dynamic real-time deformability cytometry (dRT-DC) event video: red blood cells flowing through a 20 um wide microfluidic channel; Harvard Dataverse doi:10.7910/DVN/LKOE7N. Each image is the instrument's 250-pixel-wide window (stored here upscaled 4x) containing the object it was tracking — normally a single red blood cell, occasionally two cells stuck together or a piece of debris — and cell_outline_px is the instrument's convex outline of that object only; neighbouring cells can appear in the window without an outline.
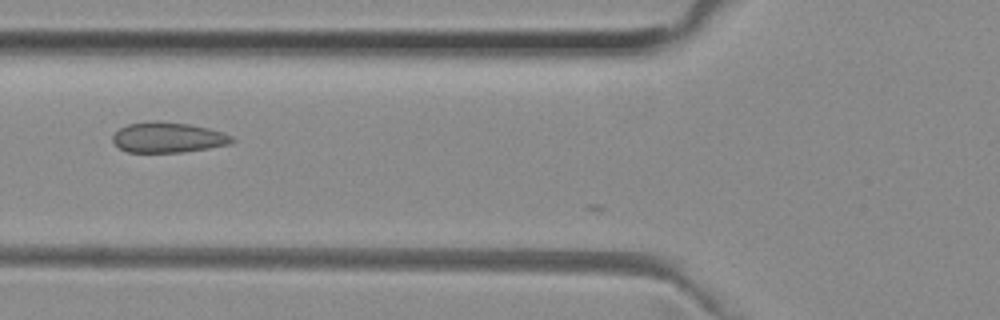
{"species": "common noctule bat (a hibernating species)", "species_latin": "Nyctalus noctula", "temperature_condition": "room temperature", "stored_images_in_passage": 5, "camera_frame_rate_fps": 3000, "um_per_image_px": 0.085, "animal": {"sex": "female", "body_mass_g": 29.2, "forearm_length_mm": 56.3}, "frame": {"image": 1, "passage_image": 3, "time_ms": 0.667, "image_size_px": [1000, 320], "cell_outline_px": [[236, 140], [228, 144], [208, 148], [184, 152], [128, 152], [120, 148], [112, 140], [112, 136], [120, 128], [128, 124], [152, 120], [156, 120], [188, 124], [208, 128], [224, 132], [232, 136]], "centroid_in_image_um": [14.29, 11.67], "position_along_channel_um": 111.5, "area_um2": 21.1}}